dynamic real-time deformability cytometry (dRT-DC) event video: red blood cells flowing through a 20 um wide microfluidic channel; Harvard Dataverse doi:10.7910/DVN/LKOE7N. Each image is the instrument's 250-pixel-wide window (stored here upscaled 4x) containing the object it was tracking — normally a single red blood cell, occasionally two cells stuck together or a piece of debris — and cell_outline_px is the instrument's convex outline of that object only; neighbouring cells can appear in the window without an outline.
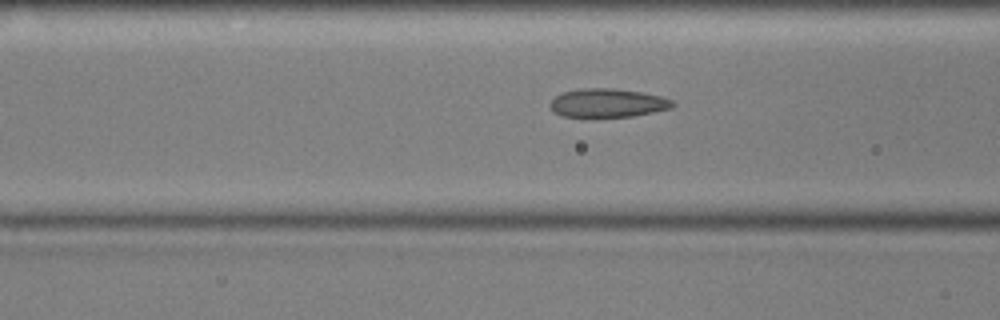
{"species": "common noctule bat (a hibernating species)", "species_latin": "Nyctalus noctula", "temperature_condition": "cold", "stored_images_in_passage": 54, "camera_frame_rate_fps": 3000, "um_per_image_px": 0.085, "animal": {"sex": "male", "body_mass_g": 17.9, "forearm_length_mm": 54.2}, "frame": {"image": 1, "passage_image": 20, "time_ms": 6.333, "image_size_px": [1000, 320], "cell_outline_px": [[676, 104], [672, 108], [632, 116], [560, 116], [552, 112], [548, 104], [556, 96], [564, 92], [580, 88], [612, 88], [644, 92], [660, 96], [672, 100]], "centroid_in_image_um": [51.64, 8.74], "position_along_channel_um": 115.0, "area_um2": 20.4}}
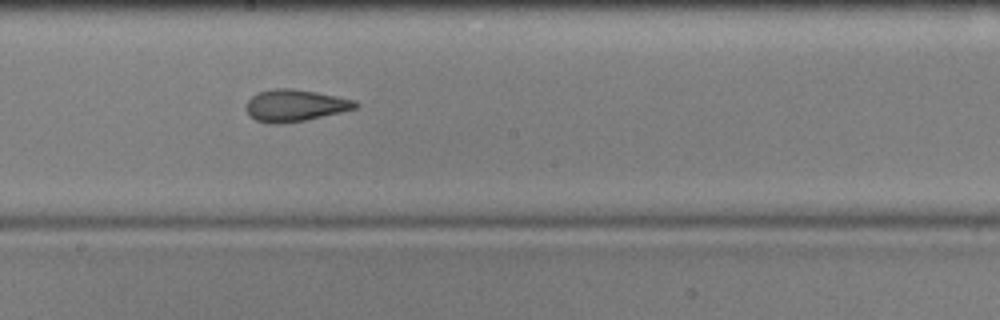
{"frame": {"image": 2, "passage_image": 29, "time_ms": 9.333, "image_size_px": [1000, 320], "cell_outline_px": [[360, 104], [356, 108], [340, 112], [304, 120], [280, 124], [272, 124], [256, 120], [248, 116], [244, 108], [248, 100], [252, 96], [260, 92], [276, 88], [292, 88], [316, 92], [356, 100]], "centroid_in_image_um": [25.05, 8.97], "position_along_channel_um": 223.2, "area_um2": 20.29}}
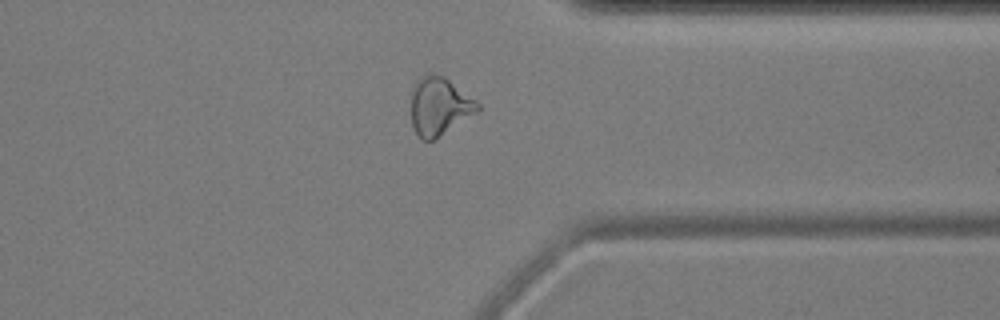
{"frame": {"image": 3, "passage_image": 42, "time_ms": 13.667, "image_size_px": [1000, 320], "cell_outline_px": [[480, 108], [476, 112], [436, 140], [424, 140], [412, 128], [412, 92], [416, 84], [424, 76], [432, 72], [444, 76], [476, 100], [480, 104]], "centroid_in_image_um": [37.36, 9.05], "position_along_channel_um": 374.0, "area_um2": 22.2}, "authors_computed_cell_mechanics": {"area_um2": 21.0681, "velocity_mm_per_s": 3.5938, "shape_relaxation_time_tau1_ms": 5.5356, "shape_relaxation_time_tau2_ms": 2.7371, "deformation_change_tau1": 0.1382, "deformation_change_tau2": 0.0781}}